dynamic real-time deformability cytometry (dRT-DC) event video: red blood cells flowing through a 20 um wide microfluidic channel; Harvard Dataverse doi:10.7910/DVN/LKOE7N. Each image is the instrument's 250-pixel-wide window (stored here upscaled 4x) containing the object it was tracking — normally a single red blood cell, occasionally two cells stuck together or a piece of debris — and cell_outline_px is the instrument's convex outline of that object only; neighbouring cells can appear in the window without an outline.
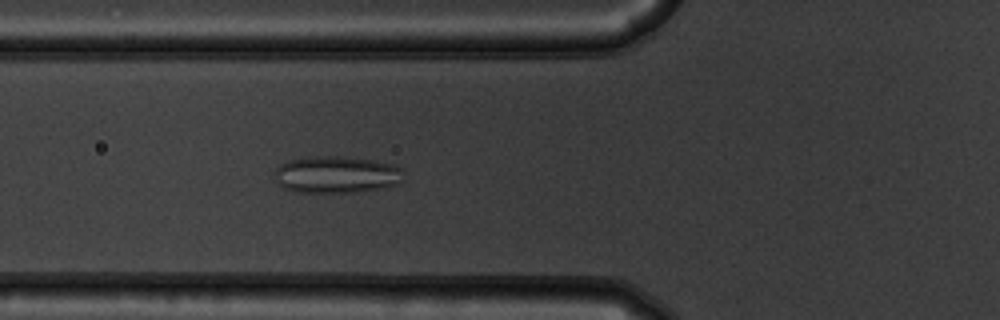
{"species": "common noctule bat (a hibernating species)", "species_latin": "Nyctalus noctula", "temperature_condition": "warm", "stored_images_in_passage": 39, "camera_frame_rate_fps": 3000, "um_per_image_px": 0.085, "animal": {"sex": "male", "body_mass_g": 19.5, "forearm_length_mm": 54.6}, "frame": {"image": 1, "passage_image": 6, "time_ms": 1.667, "image_size_px": [1000, 320], "cell_outline_px": [[404, 168], [396, 184], [384, 188], [352, 192], [300, 192], [284, 188], [276, 184], [272, 176], [272, 172], [280, 164], [288, 160], [304, 156], [340, 156], [372, 160], [392, 164]], "centroid_in_image_um": [28.49, 14.83], "position_along_channel_um": 97.3, "area_um2": 28.03}}
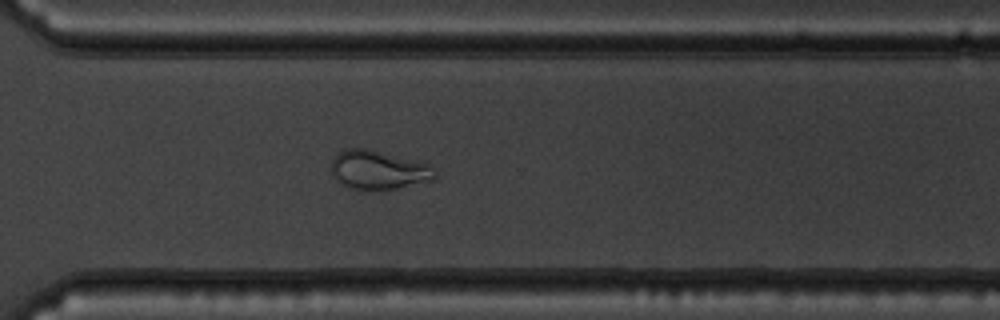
{"frame": {"image": 2, "passage_image": 25, "time_ms": 8.0, "image_size_px": [1000, 320], "cell_outline_px": [[436, 176], [432, 180], [396, 188], [360, 192], [348, 188], [340, 184], [332, 172], [332, 160], [336, 152], [344, 148], [368, 148], [432, 164], [436, 172]], "centroid_in_image_um": [32.14, 14.45], "position_along_channel_um": 338.5, "area_um2": 24.1}}
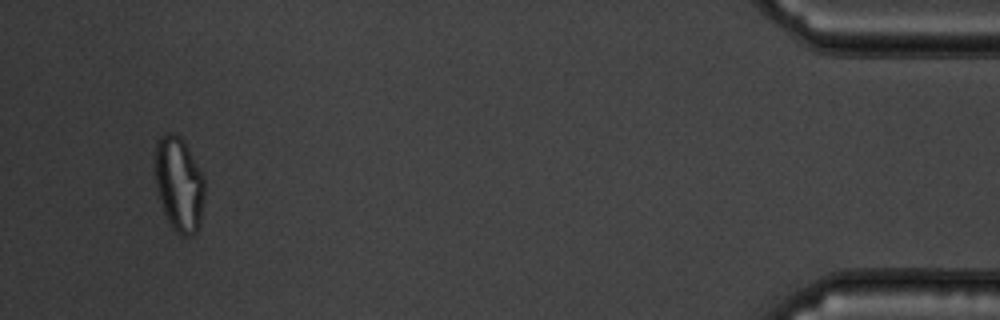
{"frame": {"image": 3, "passage_image": 37, "time_ms": 12.0, "image_size_px": [1000, 320], "cell_outline_px": [[204, 196], [200, 224], [196, 232], [188, 236], [180, 236], [172, 228], [164, 212], [156, 188], [156, 140], [164, 132], [172, 132], [180, 136], [184, 140], [204, 176]], "centroid_in_image_um": [15.23, 15.63], "position_along_channel_um": 420.0, "area_um2": 27.46}, "authors_computed_cell_mechanics": {"area_um2": 25.6054, "velocity_mm_per_s": 3.8214, "shape_relaxation_time_tau1_ms": null, "shape_relaxation_time_tau2_ms": 0.9065, "deformation_change_tau1": null, "deformation_change_tau2": 0.0749}}